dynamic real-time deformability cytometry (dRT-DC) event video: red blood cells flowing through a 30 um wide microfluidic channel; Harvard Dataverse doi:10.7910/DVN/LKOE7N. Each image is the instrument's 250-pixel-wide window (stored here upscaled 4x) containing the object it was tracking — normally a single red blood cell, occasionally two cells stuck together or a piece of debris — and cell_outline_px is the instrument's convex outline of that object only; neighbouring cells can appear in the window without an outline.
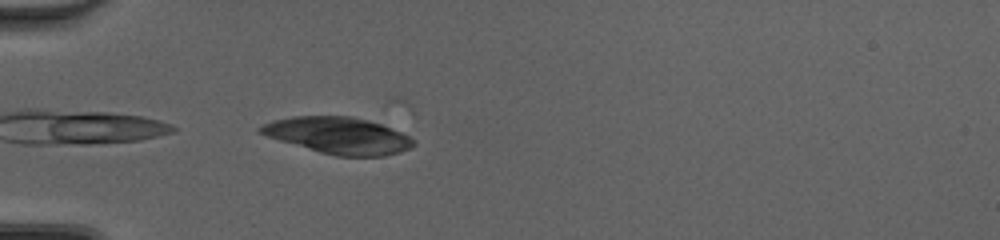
{"species": "common noctule bat (a hibernating species)", "species_latin": "Nyctalus noctula", "temperature_condition": "cold", "stored_images_in_passage": 27, "camera_frame_rate_fps": 3000, "um_per_image_px": 0.085, "animal": {"sex": "female", "body_mass_g": 20.0, "forearm_length_mm": 54.0}, "frame": {"image": 1, "passage_image": 1, "time_ms": 0.0, "image_size_px": [1000, 240], "cell_outline_px": [[416, 144], [412, 148], [400, 152], [384, 156], [336, 156], [320, 152], [280, 140], [256, 132], [256, 128], [272, 120], [292, 116], [352, 116], [368, 120], [380, 124], [400, 132], [416, 140]], "centroid_in_image_um": [28.76, 11.51], "position_along_channel_um": 56.2, "area_um2": 32.6}}
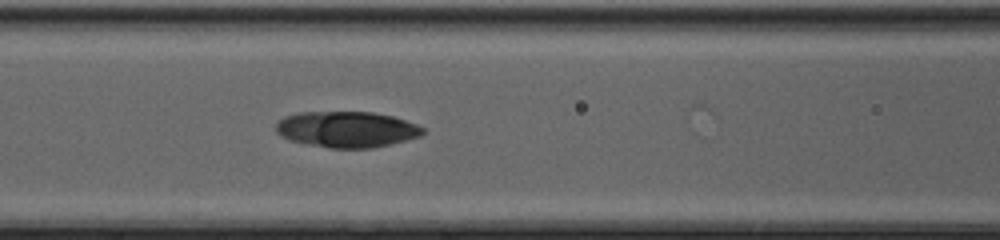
{"frame": {"image": 2, "passage_image": 8, "time_ms": 2.333, "image_size_px": [1000, 240], "cell_outline_px": [[424, 132], [420, 136], [372, 148], [328, 148], [288, 140], [280, 136], [276, 132], [276, 124], [284, 116], [296, 112], [372, 112], [392, 116], [416, 124], [424, 128]], "centroid_in_image_um": [29.42, 10.99], "position_along_channel_um": 137.2, "area_um2": 30.75}}
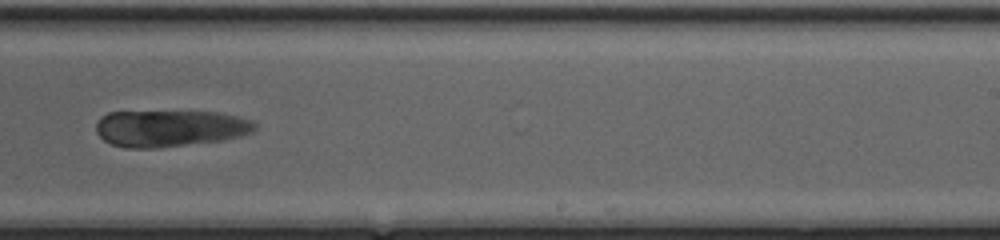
{"frame": {"image": 3, "passage_image": 18, "time_ms": 5.667, "image_size_px": [1000, 240], "cell_outline_px": [[256, 128], [252, 132], [240, 136], [220, 140], [156, 148], [124, 148], [112, 144], [104, 140], [96, 132], [96, 124], [100, 116], [108, 112], [216, 112], [240, 116], [252, 120], [256, 124]], "centroid_in_image_um": [14.43, 10.9], "position_along_channel_um": 274.6, "area_um2": 33.87}}